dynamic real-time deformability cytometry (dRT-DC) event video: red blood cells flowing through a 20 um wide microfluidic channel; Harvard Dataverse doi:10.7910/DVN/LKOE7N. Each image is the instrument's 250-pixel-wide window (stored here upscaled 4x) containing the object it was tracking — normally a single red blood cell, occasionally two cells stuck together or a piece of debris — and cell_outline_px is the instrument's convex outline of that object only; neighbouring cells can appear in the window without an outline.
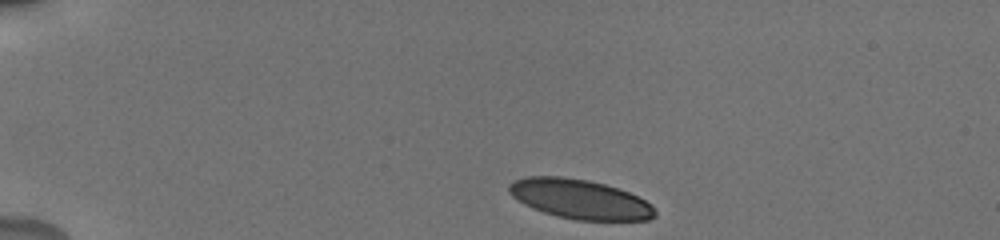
{"species": "human", "species_latin": "Homo sapiens", "temperature_condition": "cold", "stored_images_in_passage": 44, "camera_frame_rate_fps": 3000, "um_per_image_px": 0.085, "donor": {"sex": "male"}, "frame": {"image": 1, "passage_image": 1, "time_ms": 0.0, "image_size_px": [1000, 240], "cell_outline_px": [[656, 216], [648, 220], [576, 220], [556, 216], [532, 208], [524, 204], [512, 196], [508, 192], [508, 184], [512, 180], [524, 176], [560, 176], [588, 180], [604, 184], [628, 192], [652, 204], [656, 208]], "centroid_in_image_um": [49.26, 16.92], "position_along_channel_um": 35.7, "area_um2": 33.76}}
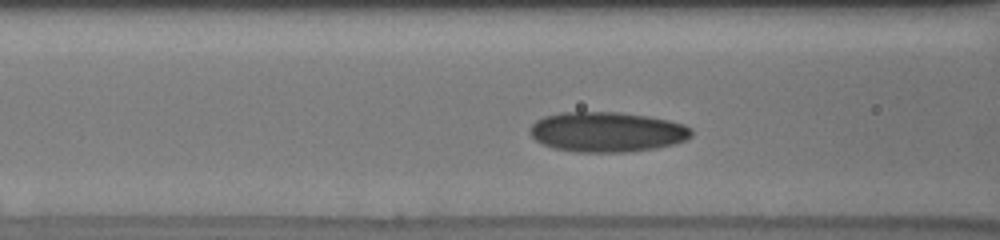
{"frame": {"image": 2, "passage_image": 13, "time_ms": 4.0, "image_size_px": [1000, 240], "cell_outline_px": [[692, 136], [684, 140], [672, 144], [656, 148], [624, 152], [576, 152], [552, 148], [536, 140], [528, 132], [532, 124], [536, 120], [544, 116], [560, 112], [620, 112], [648, 116], [668, 120], [684, 124], [692, 128]], "centroid_in_image_um": [51.58, 11.21], "position_along_channel_um": 115.0, "area_um2": 37.8}}
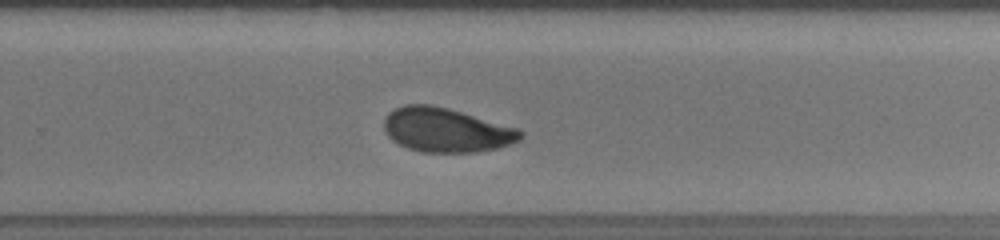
{"frame": {"image": 3, "passage_image": 27, "time_ms": 8.667, "image_size_px": [1000, 240], "cell_outline_px": [[524, 136], [520, 140], [512, 144], [496, 148], [476, 152], [420, 152], [408, 148], [392, 140], [388, 136], [384, 128], [384, 120], [388, 112], [404, 104], [432, 104], [448, 108], [520, 128], [524, 132]], "centroid_in_image_um": [37.96, 11.05], "position_along_channel_um": 291.8, "area_um2": 35.43}, "authors_computed_cell_mechanics": {"area_um2": 35.258, "velocity_mm_per_s": 3.8035, "shape_relaxation_time_tau1_ms": 6.2118, "shape_relaxation_time_tau2_ms": 1.2426, "deformation_change_tau1": 0.1333, "deformation_change_tau2": 0.064}}